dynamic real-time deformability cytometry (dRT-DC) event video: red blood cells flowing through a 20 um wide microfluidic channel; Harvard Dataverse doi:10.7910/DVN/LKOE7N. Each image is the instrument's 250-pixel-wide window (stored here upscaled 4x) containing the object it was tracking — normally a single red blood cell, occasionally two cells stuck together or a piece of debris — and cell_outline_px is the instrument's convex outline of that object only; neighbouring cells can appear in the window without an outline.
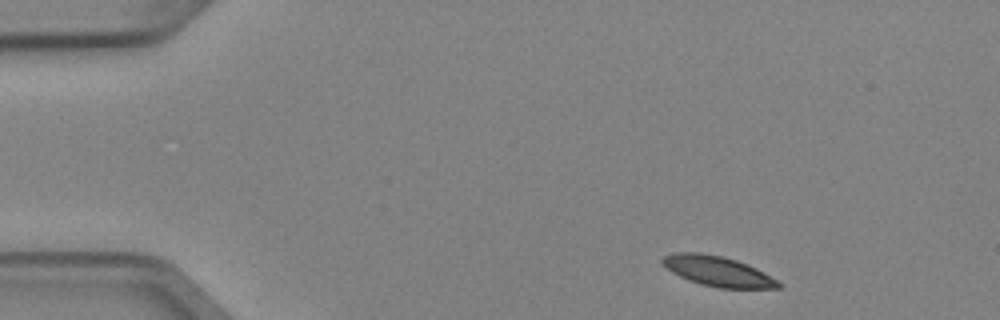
{"species": "Egyptian fruit bat (a non-hibernating species)", "species_latin": "Rousettus aegyptiacus", "temperature_condition": "cold", "stored_images_in_passage": 3, "camera_frame_rate_fps": 3000, "um_per_image_px": 0.085, "animal": {"sex": "female"}, "frame": {"image": 1, "passage_image": 1, "time_ms": 0.0, "image_size_px": [1000, 320], "cell_outline_px": [[780, 288], [716, 288], [700, 284], [688, 280], [672, 272], [660, 264], [660, 260], [664, 256], [676, 252], [700, 252], [724, 256], [748, 264], [764, 272], [776, 280], [780, 284]], "centroid_in_image_um": [60.95, 23.04], "position_along_channel_um": 24.0, "area_um2": 20.46}}
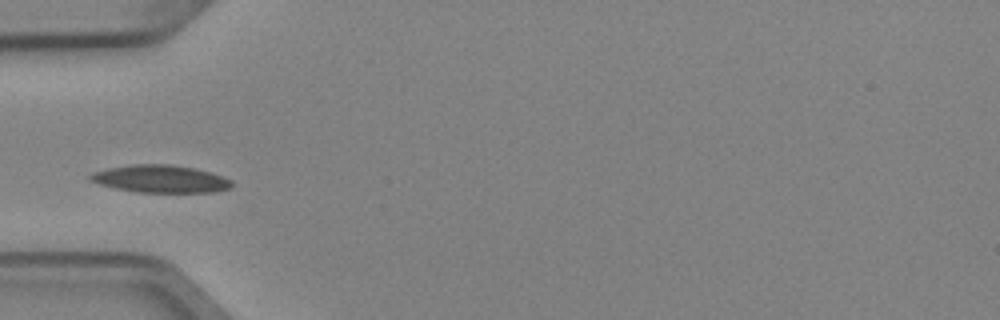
{"frame": {"image": 2, "passage_image": 3, "time_ms": 0.667, "image_size_px": [1000, 320], "cell_outline_px": [[232, 188], [216, 192], [136, 192], [116, 188], [100, 184], [88, 180], [88, 176], [92, 172], [108, 168], [132, 164], [168, 164], [196, 168], [212, 172], [232, 180]], "centroid_in_image_um": [13.66, 15.2], "position_along_channel_um": 71.3, "area_um2": 22.89}}